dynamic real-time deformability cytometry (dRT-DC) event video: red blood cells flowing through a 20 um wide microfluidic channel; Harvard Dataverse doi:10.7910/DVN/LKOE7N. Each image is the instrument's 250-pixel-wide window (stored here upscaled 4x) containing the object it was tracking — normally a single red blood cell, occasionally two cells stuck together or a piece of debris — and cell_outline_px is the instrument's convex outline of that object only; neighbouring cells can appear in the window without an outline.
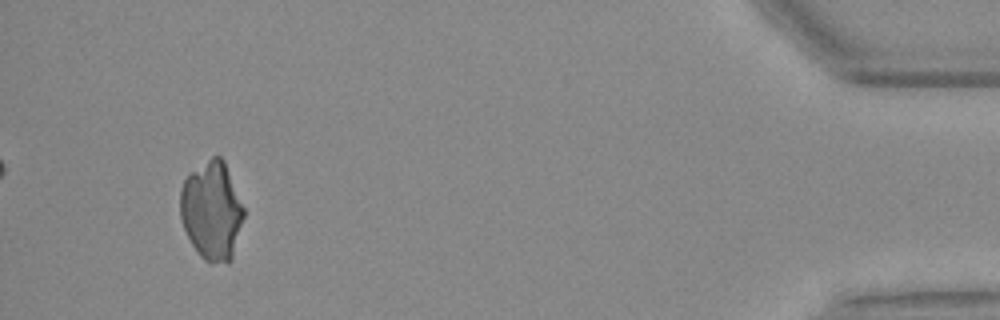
{"species": "Egyptian fruit bat (a non-hibernating species)", "species_latin": "Rousettus aegyptiacus", "temperature_condition": "warm", "stored_images_in_passage": 49, "camera_frame_rate_fps": 3000, "um_per_image_px": 0.085, "animal": {"sex": "female"}, "frame": {"image": 1, "passage_image": 46, "time_ms": 15.0, "image_size_px": [1000, 320], "cell_outline_px": [[244, 216], [232, 260], [228, 264], [212, 264], [204, 260], [200, 256], [192, 244], [184, 228], [180, 216], [180, 188], [184, 180], [192, 172], [212, 156], [220, 156], [224, 160], [244, 208]], "centroid_in_image_um": [18.01, 17.96], "position_along_channel_um": 417.2, "area_um2": 36.47}}